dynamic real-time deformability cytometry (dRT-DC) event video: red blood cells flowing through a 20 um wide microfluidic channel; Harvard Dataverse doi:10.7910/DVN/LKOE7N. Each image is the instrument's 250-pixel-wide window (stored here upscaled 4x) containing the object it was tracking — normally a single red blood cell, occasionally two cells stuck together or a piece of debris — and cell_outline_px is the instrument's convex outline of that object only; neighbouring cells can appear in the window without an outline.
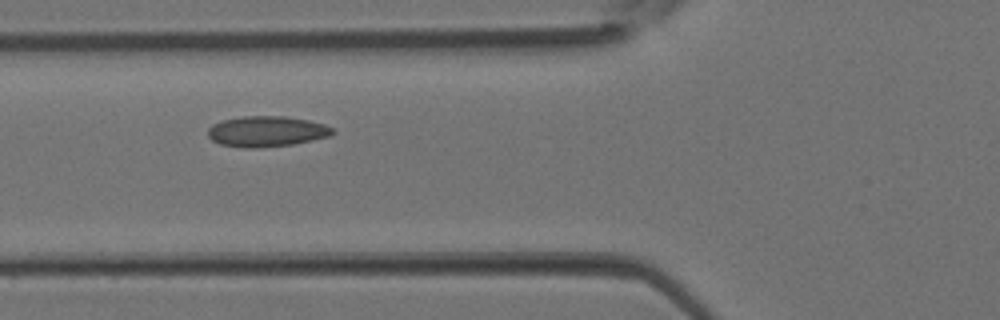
{"species": "Egyptian fruit bat (a non-hibernating species)", "species_latin": "Rousettus aegyptiacus", "temperature_condition": "room temperature", "stored_images_in_passage": 6, "camera_frame_rate_fps": 3000, "um_per_image_px": 0.085, "animal": {"sex": "female"}, "frame": {"image": 1, "passage_image": 5, "time_ms": 1.333, "image_size_px": [1000, 320], "cell_outline_px": [[336, 132], [328, 136], [312, 140], [292, 144], [256, 148], [244, 148], [220, 144], [212, 140], [208, 136], [208, 128], [212, 124], [220, 120], [244, 116], [284, 116], [308, 120], [324, 124], [332, 128]], "centroid_in_image_um": [22.63, 11.16], "position_along_channel_um": 103.2, "area_um2": 22.25}}
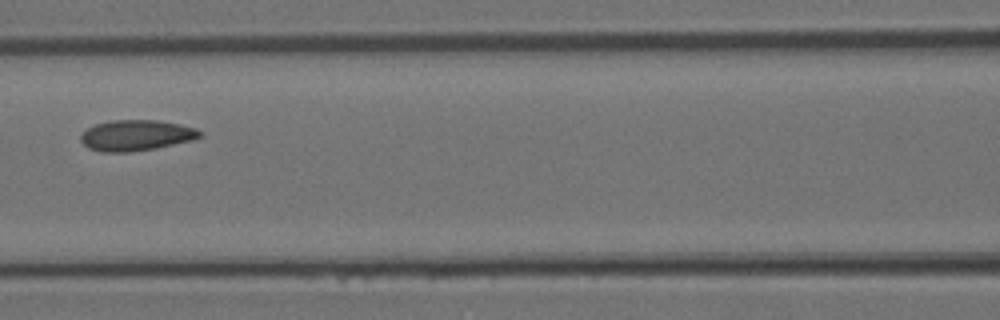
{"frame": {"image": 2, "passage_image": 6, "time_ms": 1.667, "image_size_px": [1000, 320], "cell_outline_px": [[204, 132], [200, 136], [192, 140], [156, 148], [128, 152], [100, 152], [88, 148], [80, 140], [80, 136], [88, 128], [96, 124], [112, 120], [156, 120], [180, 124], [196, 128]], "centroid_in_image_um": [11.58, 11.5], "position_along_channel_um": 155.0, "area_um2": 21.33}}